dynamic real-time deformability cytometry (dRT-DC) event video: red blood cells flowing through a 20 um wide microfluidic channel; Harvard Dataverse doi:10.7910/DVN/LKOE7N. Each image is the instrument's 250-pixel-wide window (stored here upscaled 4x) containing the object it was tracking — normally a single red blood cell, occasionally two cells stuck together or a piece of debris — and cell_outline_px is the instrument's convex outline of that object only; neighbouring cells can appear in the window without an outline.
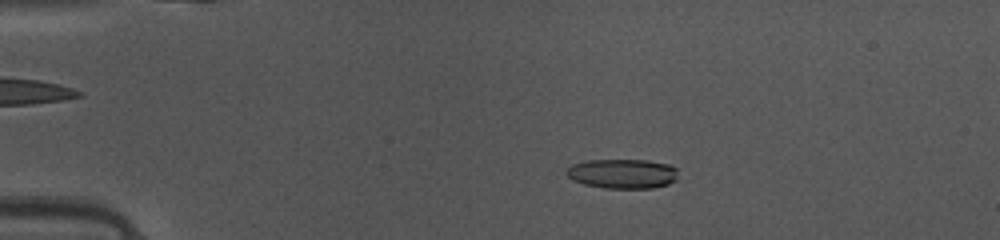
{"species": "common noctule bat (a hibernating species)", "species_latin": "Nyctalus noctula", "temperature_condition": "warm", "stored_images_in_passage": 47, "camera_frame_rate_fps": 3000, "um_per_image_px": 0.085, "animal": {"sex": "female", "body_mass_g": 10.0, "forearm_length_mm": 53.1}, "frame": {"image": 1, "passage_image": 9, "time_ms": 2.667, "image_size_px": [1000, 240], "cell_outline_px": [[676, 180], [668, 184], [652, 188], [604, 188], [584, 184], [572, 180], [564, 172], [572, 164], [588, 160], [648, 160], [668, 164], [676, 168]], "centroid_in_image_um": [52.89, 14.76], "position_along_channel_um": 32.1, "area_um2": 19.25}}
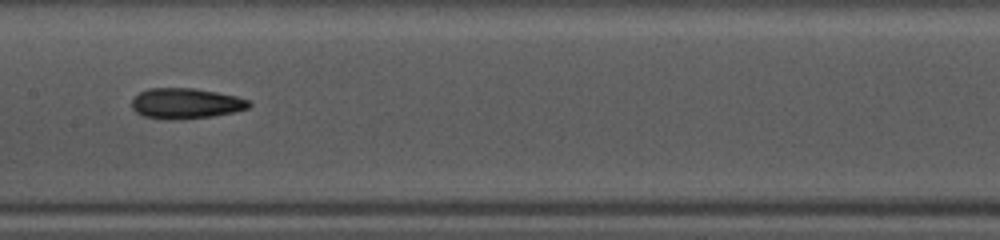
{"frame": {"image": 2, "passage_image": 24, "time_ms": 7.667, "image_size_px": [1000, 240], "cell_outline_px": [[252, 104], [248, 108], [232, 112], [212, 116], [180, 120], [164, 120], [144, 116], [136, 112], [132, 108], [132, 100], [140, 92], [148, 88], [192, 88], [216, 92], [236, 96], [248, 100]], "centroid_in_image_um": [15.77, 8.8], "position_along_channel_um": 191.6, "area_um2": 20.87}}
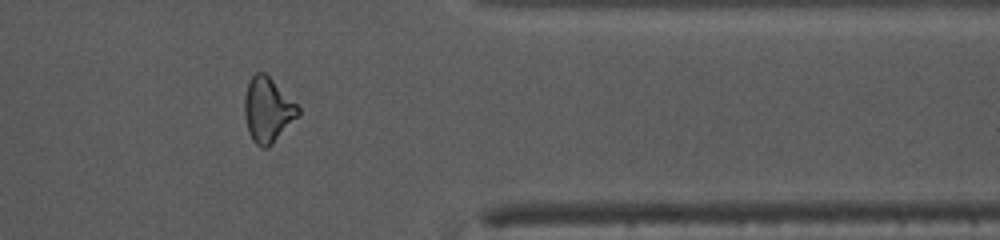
{"frame": {"image": 3, "passage_image": 39, "time_ms": 12.667, "image_size_px": [1000, 240], "cell_outline_px": [[300, 116], [268, 148], [260, 148], [252, 140], [248, 132], [244, 116], [244, 96], [248, 84], [252, 76], [256, 72], [264, 72], [300, 108]], "centroid_in_image_um": [22.75, 9.39], "position_along_channel_um": 388.7, "area_um2": 20.29}, "authors_computed_cell_mechanics": {"area_um2": 19.9988, "velocity_mm_per_s": 4.1582, "shape_relaxation_time_tau1_ms": 10.0159, "shape_relaxation_time_tau2_ms": 3.5118, "deformation_change_tau1": 0.2277, "deformation_change_tau2": 0.1406}}